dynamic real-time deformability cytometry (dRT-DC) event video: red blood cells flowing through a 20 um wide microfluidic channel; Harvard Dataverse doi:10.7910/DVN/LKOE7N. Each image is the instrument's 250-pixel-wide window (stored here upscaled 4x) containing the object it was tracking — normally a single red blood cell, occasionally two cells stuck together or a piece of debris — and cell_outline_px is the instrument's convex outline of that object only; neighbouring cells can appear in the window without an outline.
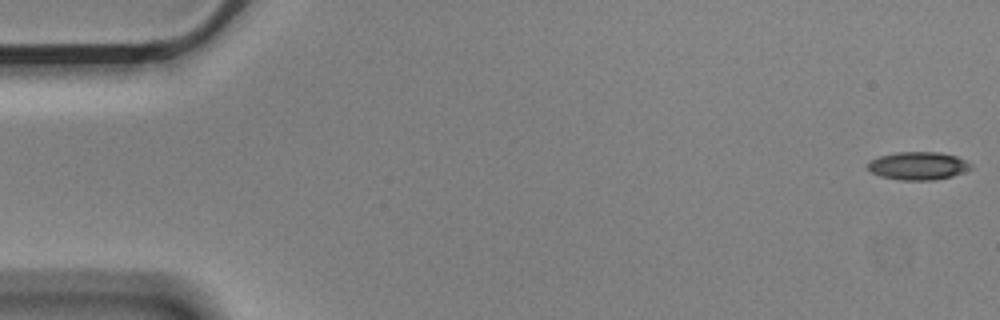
{"species": "Egyptian fruit bat (a non-hibernating species)", "species_latin": "Rousettus aegyptiacus", "temperature_condition": "cold", "stored_images_in_passage": 5, "camera_frame_rate_fps": 3000, "um_per_image_px": 0.085, "animal": {"sex": "male"}, "frame": {"image": 1, "passage_image": 1, "time_ms": 0.0, "image_size_px": [1000, 320], "cell_outline_px": [[972, 168], [952, 176], [932, 180], [900, 180], [880, 176], [872, 172], [868, 168], [868, 164], [872, 160], [880, 156], [896, 152], [940, 152], [956, 156], [968, 160], [972, 164]], "centroid_in_image_um": [78.08, 14.09], "position_along_channel_um": 6.9, "area_um2": 16.76}}
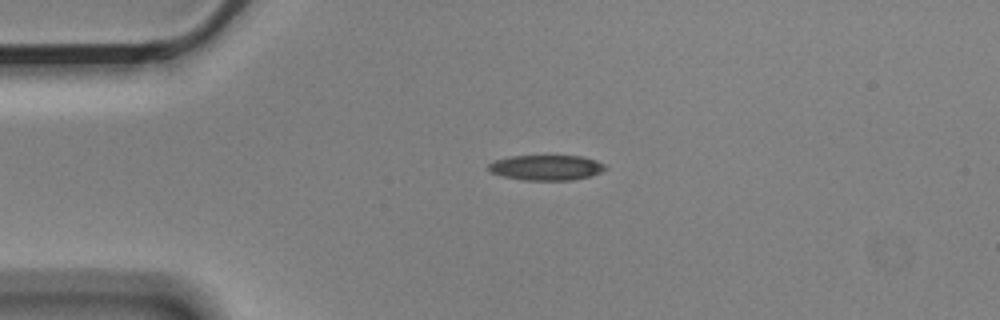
{"frame": {"image": 2, "passage_image": 4, "time_ms": 1.0, "image_size_px": [1000, 320], "cell_outline_px": [[608, 168], [600, 172], [588, 176], [572, 180], [524, 180], [504, 176], [492, 172], [488, 168], [488, 164], [496, 160], [508, 156], [580, 156], [596, 160], [604, 164]], "centroid_in_image_um": [46.44, 14.24], "position_along_channel_um": 38.6, "area_um2": 16.99}}